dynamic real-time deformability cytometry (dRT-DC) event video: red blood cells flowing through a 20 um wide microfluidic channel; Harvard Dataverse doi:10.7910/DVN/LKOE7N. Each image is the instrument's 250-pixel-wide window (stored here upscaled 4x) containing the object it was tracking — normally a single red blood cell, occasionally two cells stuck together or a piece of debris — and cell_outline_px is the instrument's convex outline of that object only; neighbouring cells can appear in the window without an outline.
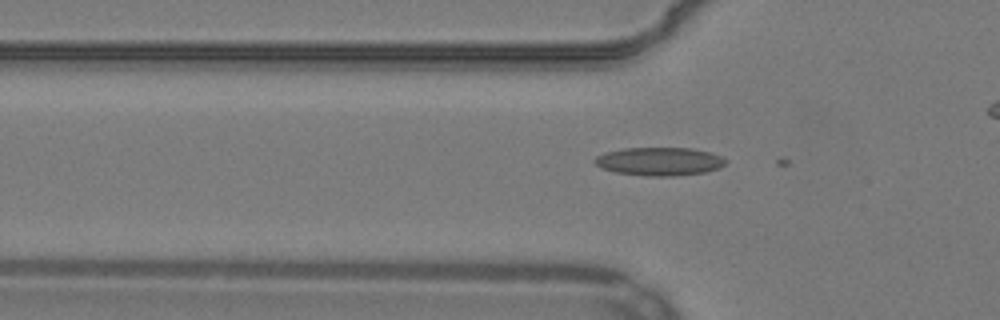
{"species": "common noctule bat (a hibernating species)", "species_latin": "Nyctalus noctula", "temperature_condition": "warm", "stored_images_in_passage": 14, "camera_frame_rate_fps": 3000, "um_per_image_px": 0.085, "animal": {"sex": "male", "body_mass_g": 19.2, "forearm_length_mm": 51.8}, "frame": {"image": 1, "passage_image": 13, "time_ms": 4.0, "image_size_px": [1000, 320], "cell_outline_px": [[728, 160], [720, 168], [704, 172], [672, 176], [644, 176], [616, 172], [600, 168], [592, 160], [596, 156], [604, 152], [624, 148], [692, 148], [712, 152]], "centroid_in_image_um": [56.03, 13.71], "position_along_channel_um": 69.8, "area_um2": 21.73}}